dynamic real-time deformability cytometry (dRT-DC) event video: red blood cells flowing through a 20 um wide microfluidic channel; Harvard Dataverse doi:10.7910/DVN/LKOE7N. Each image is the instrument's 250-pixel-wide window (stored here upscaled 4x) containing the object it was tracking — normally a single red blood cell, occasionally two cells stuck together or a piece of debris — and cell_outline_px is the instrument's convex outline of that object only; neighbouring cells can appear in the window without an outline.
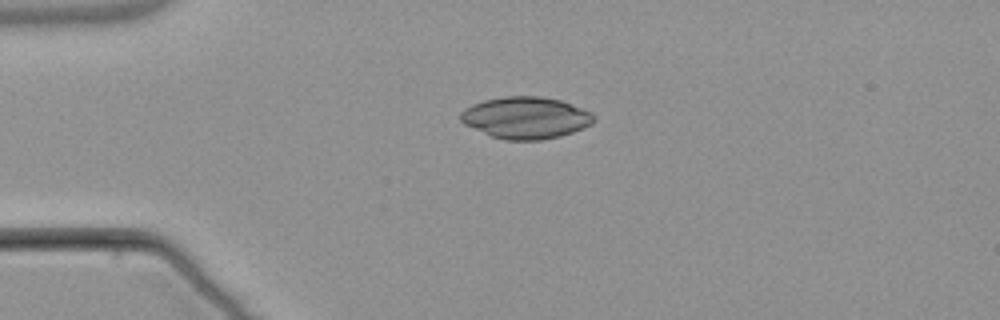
{"species": "common noctule bat (a hibernating species)", "species_latin": "Nyctalus noctula", "temperature_condition": "warm", "stored_images_in_passage": 2, "camera_frame_rate_fps": 3000, "um_per_image_px": 0.085, "animal": {"sex": "male", "body_mass_g": 21.5, "forearm_length_mm": 52.0}, "frame": {"image": 1, "passage_image": 1, "time_ms": 0.0, "image_size_px": [1000, 320], "cell_outline_px": [[596, 116], [592, 124], [584, 128], [560, 136], [540, 140], [504, 140], [492, 136], [464, 124], [460, 120], [460, 112], [464, 108], [472, 104], [484, 100], [504, 96], [540, 96], [560, 100], [592, 112]], "centroid_in_image_um": [44.69, 10.0], "position_along_channel_um": 40.3, "area_um2": 32.54}}